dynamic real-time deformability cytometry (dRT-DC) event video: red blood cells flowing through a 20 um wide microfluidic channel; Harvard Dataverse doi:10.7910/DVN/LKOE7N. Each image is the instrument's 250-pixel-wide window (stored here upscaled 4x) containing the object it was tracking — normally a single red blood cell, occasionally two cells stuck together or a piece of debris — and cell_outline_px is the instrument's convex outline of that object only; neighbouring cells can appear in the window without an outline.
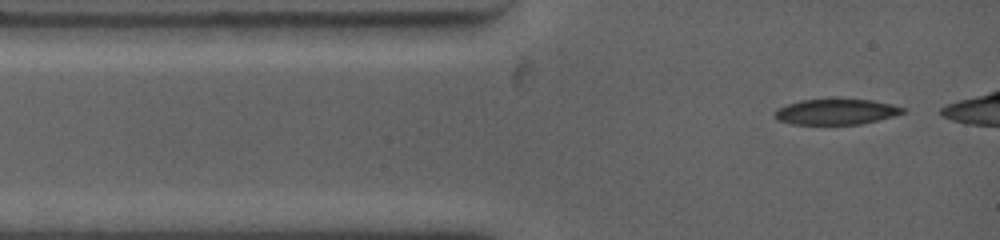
{"species": "common noctule bat (a hibernating species)", "species_latin": "Nyctalus noctula", "temperature_condition": "warm", "stored_images_in_passage": 37, "camera_frame_rate_fps": 4500, "um_per_image_px": 0.085, "animal": {"sex": "female", "body_mass_g": 19.0, "forearm_length_mm": 53.3}, "frame": {"image": 1, "passage_image": 1, "time_ms": 0.0, "image_size_px": [1000, 240], "cell_outline_px": [[908, 108], [904, 112], [892, 116], [860, 124], [792, 124], [780, 120], [772, 116], [772, 112], [776, 108], [800, 100], [832, 96], [872, 100], [892, 104]], "centroid_in_image_um": [71.03, 9.44], "position_along_channel_um": 14.0, "area_um2": 19.94}}
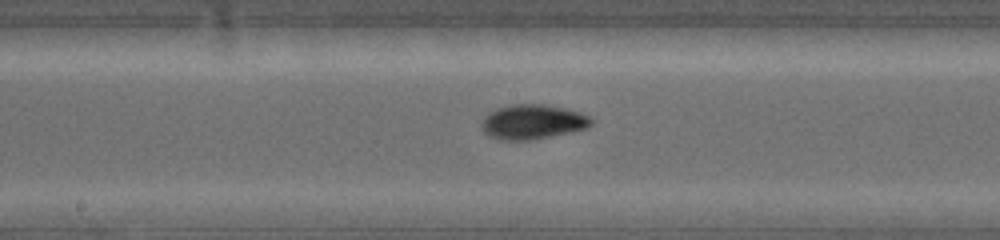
{"frame": {"image": 2, "passage_image": 19, "time_ms": 5.556, "image_size_px": [1000, 240], "cell_outline_px": [[592, 124], [588, 128], [532, 140], [500, 140], [488, 136], [484, 132], [480, 124], [484, 116], [488, 112], [496, 108], [512, 104], [544, 104], [564, 108], [580, 112], [588, 116], [592, 120]], "centroid_in_image_um": [45.23, 10.36], "position_along_channel_um": 203.0, "area_um2": 22.31}}
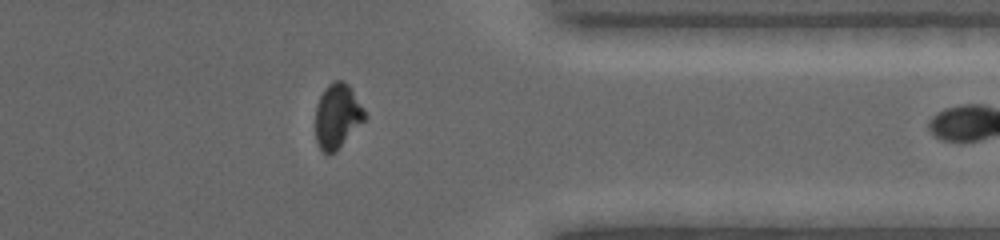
{"frame": {"image": 3, "passage_image": 36, "time_ms": 10.444, "image_size_px": [1000, 240], "cell_outline_px": [[368, 116], [336, 152], [328, 156], [320, 148], [316, 140], [316, 104], [324, 88], [332, 80], [344, 80], [348, 84], [364, 108]], "centroid_in_image_um": [28.68, 9.86], "position_along_channel_um": 382.7, "area_um2": 18.79}}